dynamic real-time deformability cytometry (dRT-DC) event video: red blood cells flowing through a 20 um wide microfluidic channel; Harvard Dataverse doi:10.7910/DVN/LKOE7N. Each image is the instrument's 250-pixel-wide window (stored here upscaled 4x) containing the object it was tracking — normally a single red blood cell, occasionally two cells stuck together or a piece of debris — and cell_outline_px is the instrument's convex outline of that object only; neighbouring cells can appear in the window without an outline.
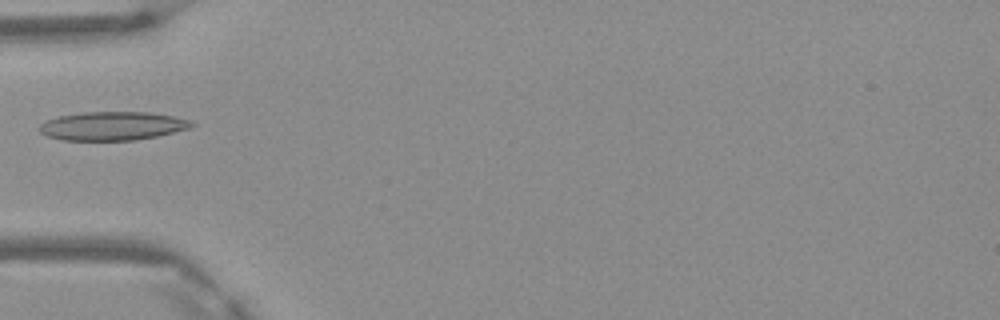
{"species": "Egyptian fruit bat (a non-hibernating species)", "species_latin": "Rousettus aegyptiacus", "temperature_condition": "warm", "stored_images_in_passage": 6, "camera_frame_rate_fps": 3000, "um_per_image_px": 0.085, "frame": {"image": 1, "passage_image": 5, "time_ms": 1.333, "image_size_px": [1000, 320], "cell_outline_px": [[196, 124], [188, 128], [156, 136], [136, 140], [60, 140], [44, 136], [36, 128], [44, 120], [60, 116], [84, 112], [148, 112], [172, 116], [188, 120]], "centroid_in_image_um": [9.46, 10.71], "position_along_channel_um": 75.5, "area_um2": 25.37}}
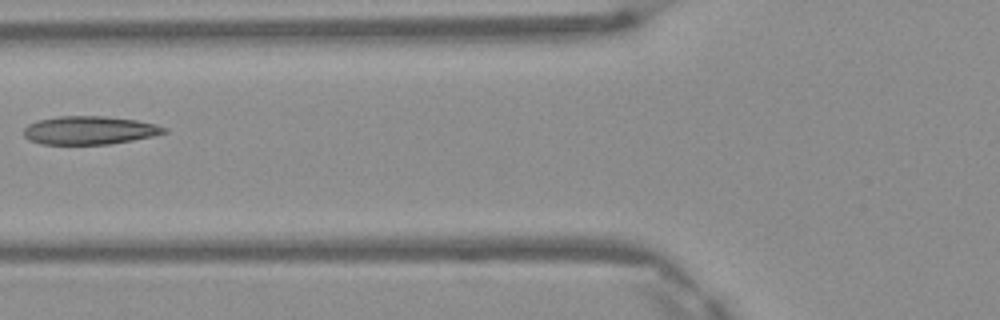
{"frame": {"image": 2, "passage_image": 6, "time_ms": 1.667, "image_size_px": [1000, 320], "cell_outline_px": [[168, 132], [152, 136], [132, 140], [108, 144], [40, 144], [28, 140], [24, 136], [24, 128], [28, 124], [40, 120], [60, 116], [104, 116], [136, 120], [168, 128]], "centroid_in_image_um": [7.58, 11.08], "position_along_channel_um": 118.2, "area_um2": 23.0}}